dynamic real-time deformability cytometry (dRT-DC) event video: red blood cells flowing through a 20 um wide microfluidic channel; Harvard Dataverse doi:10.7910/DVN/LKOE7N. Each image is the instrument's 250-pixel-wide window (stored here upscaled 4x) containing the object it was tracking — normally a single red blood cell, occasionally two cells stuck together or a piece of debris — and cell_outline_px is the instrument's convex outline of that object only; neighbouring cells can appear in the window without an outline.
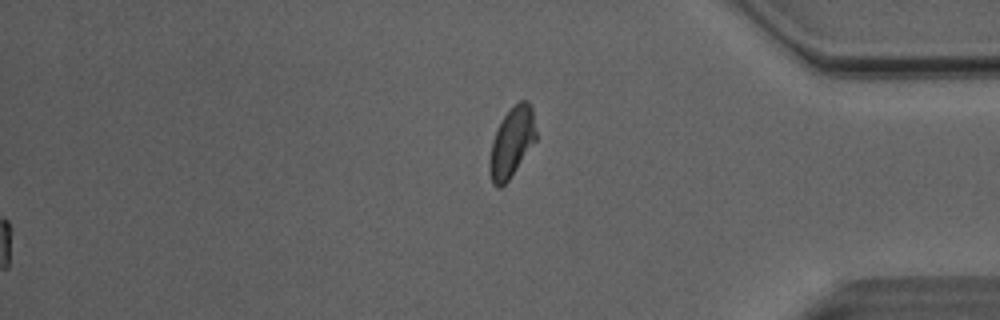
{"species": "Egyptian fruit bat (a non-hibernating species)", "species_latin": "Rousettus aegyptiacus", "temperature_condition": "room temperature", "stored_images_in_passage": 52, "segment_of_instrument_passage": [2, 2], "camera_frame_rate_fps": 3000, "um_per_image_px": 0.085, "animal": {"sex": "male"}, "frame": {"image": 1, "passage_image": 52, "time_ms": 17.0, "image_size_px": [1000, 320], "cell_outline_px": [[536, 140], [508, 180], [500, 188], [492, 184], [488, 168], [488, 164], [492, 140], [504, 116], [520, 100], [528, 100], [532, 108], [536, 132]], "centroid_in_image_um": [43.49, 12.12], "position_along_channel_um": 391.7, "area_um2": 18.61}}